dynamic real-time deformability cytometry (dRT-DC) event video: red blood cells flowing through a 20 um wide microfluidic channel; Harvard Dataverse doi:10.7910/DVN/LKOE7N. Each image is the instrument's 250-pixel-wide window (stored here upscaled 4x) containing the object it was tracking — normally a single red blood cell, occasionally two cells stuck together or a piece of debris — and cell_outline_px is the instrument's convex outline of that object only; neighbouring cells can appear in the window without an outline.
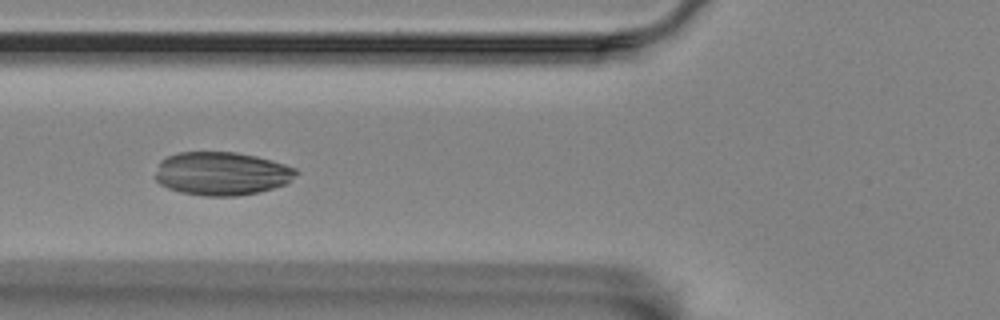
{"species": "Egyptian fruit bat (a non-hibernating species)", "species_latin": "Rousettus aegyptiacus", "temperature_condition": "room temperature", "stored_images_in_passage": 8, "camera_frame_rate_fps": 3000, "um_per_image_px": 0.085, "animal": {"sex": "female"}, "frame": {"image": 1, "passage_image": 3, "time_ms": 2.0, "image_size_px": [1000, 320], "cell_outline_px": [[300, 172], [288, 184], [260, 192], [236, 196], [204, 196], [180, 192], [168, 188], [160, 184], [156, 180], [156, 172], [160, 160], [168, 156], [180, 152], [236, 152], [256, 156], [284, 164], [296, 168]], "centroid_in_image_um": [18.88, 14.76], "position_along_channel_um": 106.9, "area_um2": 35.84}}
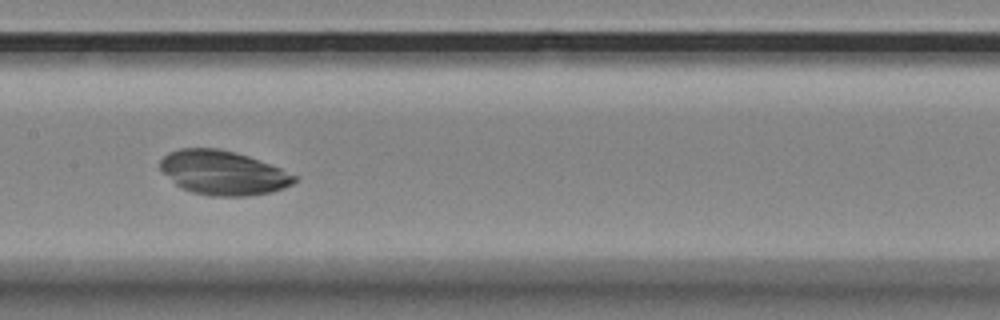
{"frame": {"image": 2, "passage_image": 5, "time_ms": 4.333, "image_size_px": [1000, 320], "cell_outline_px": [[296, 180], [292, 184], [284, 188], [272, 192], [248, 196], [208, 196], [192, 192], [180, 188], [160, 168], [160, 160], [168, 152], [180, 148], [216, 148], [236, 152], [248, 156], [280, 168], [296, 176]], "centroid_in_image_um": [18.95, 14.69], "position_along_channel_um": 188.5, "area_um2": 34.51}}
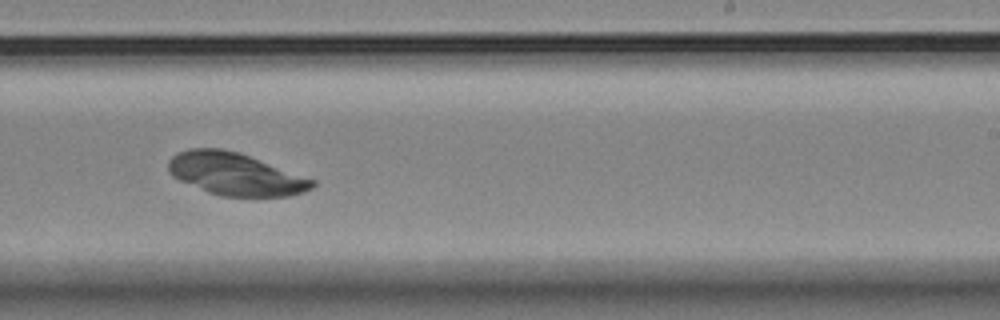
{"frame": {"image": 3, "passage_image": 7, "time_ms": 6.667, "image_size_px": [1000, 320], "cell_outline_px": [[316, 184], [312, 188], [304, 192], [288, 196], [220, 196], [208, 192], [180, 180], [172, 176], [168, 172], [168, 160], [176, 152], [188, 148], [220, 148], [240, 152], [316, 180]], "centroid_in_image_um": [20.0, 14.78], "position_along_channel_um": 269.0, "area_um2": 35.78}}